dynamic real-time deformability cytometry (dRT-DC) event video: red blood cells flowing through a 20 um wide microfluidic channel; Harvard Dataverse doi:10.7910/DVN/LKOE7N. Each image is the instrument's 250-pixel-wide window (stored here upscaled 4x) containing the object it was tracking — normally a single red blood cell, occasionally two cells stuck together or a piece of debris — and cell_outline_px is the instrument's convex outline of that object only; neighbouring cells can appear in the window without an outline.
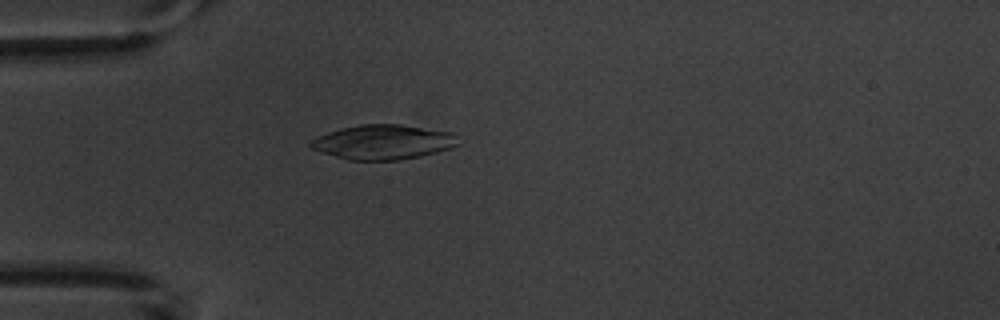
{"species": "common noctule bat (a hibernating species)", "species_latin": "Nyctalus noctula", "temperature_condition": "warm", "stored_images_in_passage": 5, "camera_frame_rate_fps": 3000, "um_per_image_px": 0.085, "animal": {"sex": "male", "body_mass_g": 20.1, "forearm_length_mm": 53.5}, "frame": {"image": 1, "passage_image": 5, "time_ms": 4.667, "image_size_px": [1000, 320], "cell_outline_px": [[460, 144], [436, 152], [420, 156], [400, 160], [348, 160], [320, 152], [312, 148], [308, 144], [316, 136], [340, 128], [360, 124], [400, 124], [452, 132]], "centroid_in_image_um": [32.53, 12.07], "position_along_channel_um": 52.5, "area_um2": 29.77}}